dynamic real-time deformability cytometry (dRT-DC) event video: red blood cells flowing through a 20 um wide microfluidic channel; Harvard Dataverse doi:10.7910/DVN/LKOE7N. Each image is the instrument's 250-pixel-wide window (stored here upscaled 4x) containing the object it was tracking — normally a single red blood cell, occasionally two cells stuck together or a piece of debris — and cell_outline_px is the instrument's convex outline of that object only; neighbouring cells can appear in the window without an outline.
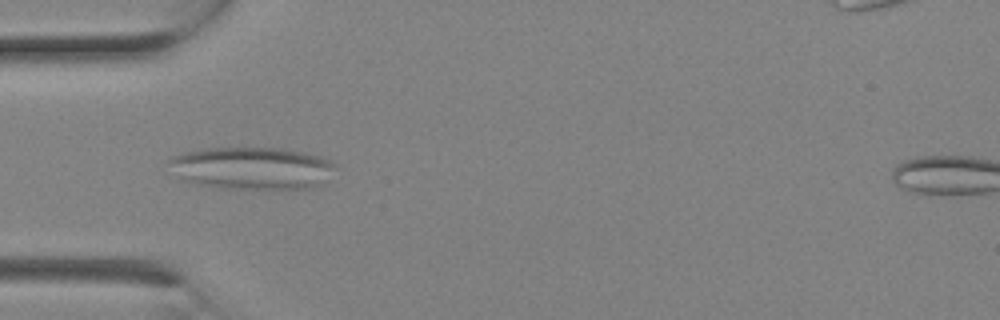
{"species": "Egyptian fruit bat (a non-hibernating species)", "species_latin": "Rousettus aegyptiacus", "temperature_condition": "room temperature", "stored_images_in_passage": 1, "camera_frame_rate_fps": 3000, "um_per_image_px": 0.085, "animal": {"sex": "female"}, "frame": {"image": 1, "passage_image": 1, "time_ms": 0.0, "image_size_px": [1000, 320], "cell_outline_px": [[336, 164], [324, 184], [308, 188], [216, 188], [184, 180], [180, 176], [168, 160], [172, 156], [184, 152], [208, 148], [284, 148], [304, 152], [320, 156]], "centroid_in_image_um": [21.46, 14.28], "position_along_channel_um": 63.5, "area_um2": 40.63}}